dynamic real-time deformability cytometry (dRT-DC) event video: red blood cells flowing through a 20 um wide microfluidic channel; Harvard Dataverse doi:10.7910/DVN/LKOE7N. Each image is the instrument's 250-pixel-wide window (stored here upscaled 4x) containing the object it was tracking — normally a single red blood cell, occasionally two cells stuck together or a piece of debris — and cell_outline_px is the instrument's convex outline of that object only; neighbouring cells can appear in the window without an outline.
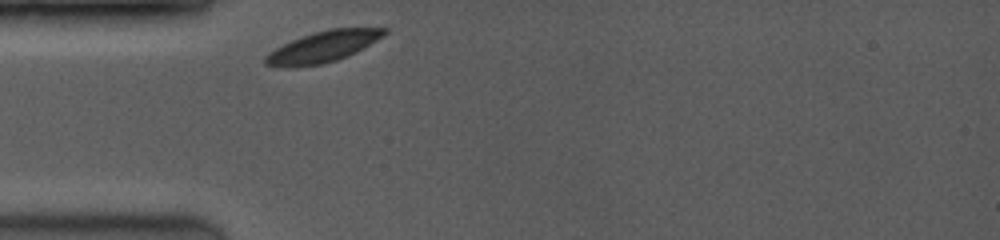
{"species": "common noctule bat (a hibernating species)", "species_latin": "Nyctalus noctula", "temperature_condition": "room temperature", "stored_images_in_passage": 41, "camera_frame_rate_fps": 3500, "um_per_image_px": 0.085, "animal": {"sex": "female", "body_mass_g": 19.0, "forearm_length_mm": 53.3}, "frame": {"image": 1, "passage_image": 1, "time_ms": 0.0, "image_size_px": [1000, 240], "cell_outline_px": [[388, 32], [384, 36], [356, 52], [348, 56], [336, 60], [320, 64], [264, 64], [264, 56], [268, 52], [300, 36], [312, 32], [328, 28], [388, 28]], "centroid_in_image_um": [27.55, 3.9], "position_along_channel_um": 57.5, "area_um2": 20.81}}
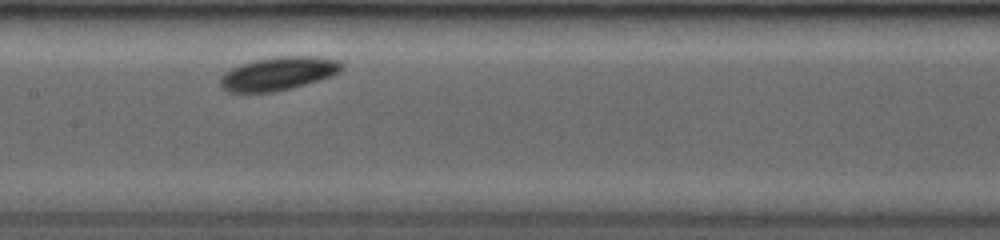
{"frame": {"image": 2, "passage_image": 16, "time_ms": 3.429, "image_size_px": [1000, 240], "cell_outline_px": [[344, 64], [340, 72], [332, 76], [304, 84], [272, 92], [228, 92], [220, 84], [220, 76], [224, 72], [240, 64], [256, 60], [276, 56], [312, 56], [336, 60]], "centroid_in_image_um": [23.64, 6.24], "position_along_channel_um": 183.8, "area_um2": 23.35}}
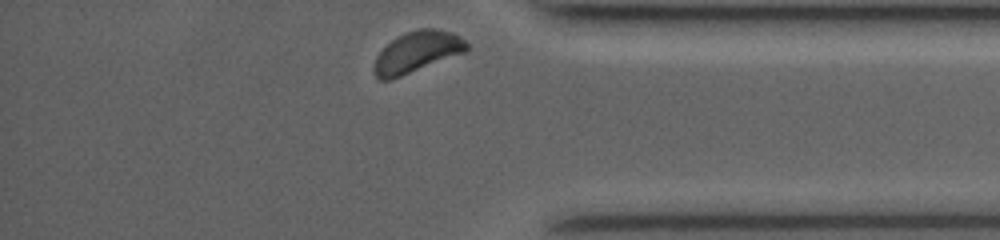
{"frame": {"image": 3, "passage_image": 40, "time_ms": 9.143, "image_size_px": [1000, 240], "cell_outline_px": [[468, 48], [464, 52], [400, 76], [388, 80], [376, 80], [372, 68], [376, 56], [396, 36], [420, 28], [436, 28], [452, 32], [460, 36], [468, 44]], "centroid_in_image_um": [35.41, 4.41], "position_along_channel_um": 399.8, "area_um2": 21.91}, "authors_computed_cell_mechanics": {"area_um2": 22.1952, "velocity_mm_per_s": 3.829, "shape_relaxation_time_tau1_ms": 1.127, "shape_relaxation_time_tau2_ms": null, "deformation_change_tau1": 0.0589, "deformation_change_tau2": null}}